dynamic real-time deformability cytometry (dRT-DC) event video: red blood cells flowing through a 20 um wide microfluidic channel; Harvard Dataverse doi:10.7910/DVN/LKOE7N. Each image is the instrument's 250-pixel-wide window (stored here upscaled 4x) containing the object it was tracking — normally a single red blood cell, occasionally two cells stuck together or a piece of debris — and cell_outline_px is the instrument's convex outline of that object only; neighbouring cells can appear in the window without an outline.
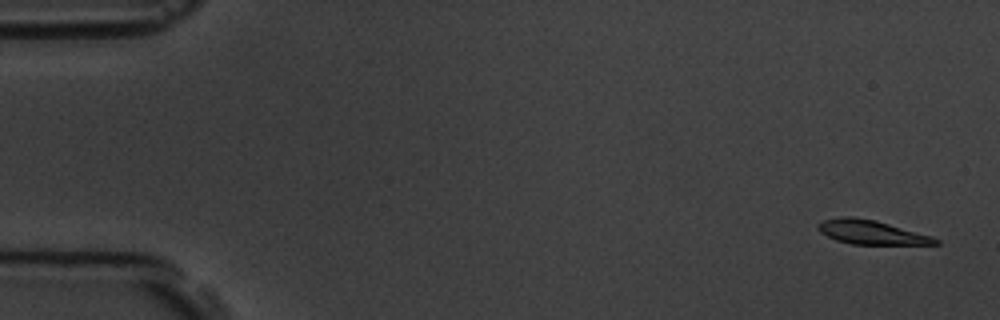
{"species": "common noctule bat (a hibernating species)", "species_latin": "Nyctalus noctula", "temperature_condition": "room temperature", "stored_images_in_passage": 8, "camera_frame_rate_fps": 3000, "um_per_image_px": 0.085, "animal": {"sex": "male", "body_mass_g": 19.5, "forearm_length_mm": 54.6}, "frame": {"image": 1, "passage_image": 1, "time_ms": 0.0, "image_size_px": [1000, 320], "cell_outline_px": [[940, 244], [852, 244], [836, 240], [820, 232], [816, 228], [816, 224], [824, 220], [844, 216], [852, 216], [876, 220], [932, 236], [940, 240]], "centroid_in_image_um": [74.05, 19.73], "position_along_channel_um": 11.0, "area_um2": 16.42}}
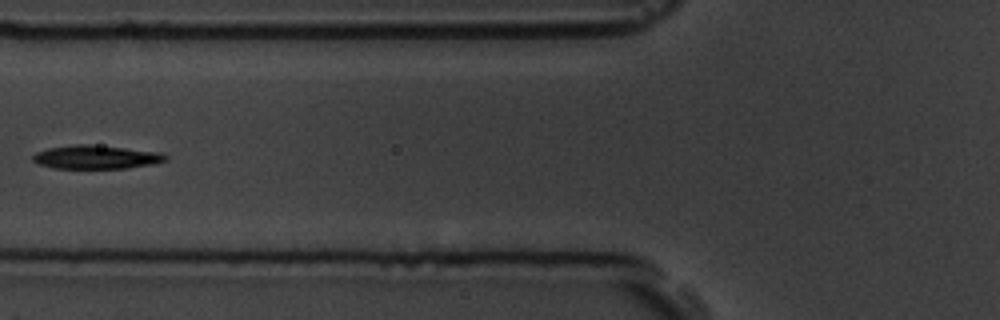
{"frame": {"image": 2, "passage_image": 7, "time_ms": 6.667, "image_size_px": [1000, 320], "cell_outline_px": [[168, 160], [152, 164], [128, 168], [52, 168], [36, 164], [32, 160], [32, 156], [36, 152], [48, 148], [76, 144], [88, 144], [160, 152], [168, 156]], "centroid_in_image_um": [8.14, 13.36], "position_along_channel_um": 117.7, "area_um2": 18.26}}
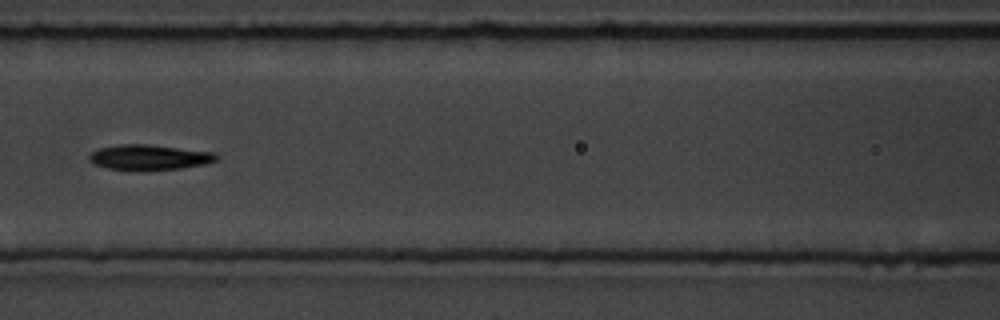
{"frame": {"image": 3, "passage_image": 8, "time_ms": 7.667, "image_size_px": [1000, 320], "cell_outline_px": [[220, 156], [216, 160], [208, 164], [180, 168], [132, 172], [108, 168], [92, 164], [88, 160], [88, 156], [92, 152], [100, 148], [120, 144], [148, 144], [216, 152]], "centroid_in_image_um": [12.69, 13.39], "position_along_channel_um": 153.9, "area_um2": 19.31}}